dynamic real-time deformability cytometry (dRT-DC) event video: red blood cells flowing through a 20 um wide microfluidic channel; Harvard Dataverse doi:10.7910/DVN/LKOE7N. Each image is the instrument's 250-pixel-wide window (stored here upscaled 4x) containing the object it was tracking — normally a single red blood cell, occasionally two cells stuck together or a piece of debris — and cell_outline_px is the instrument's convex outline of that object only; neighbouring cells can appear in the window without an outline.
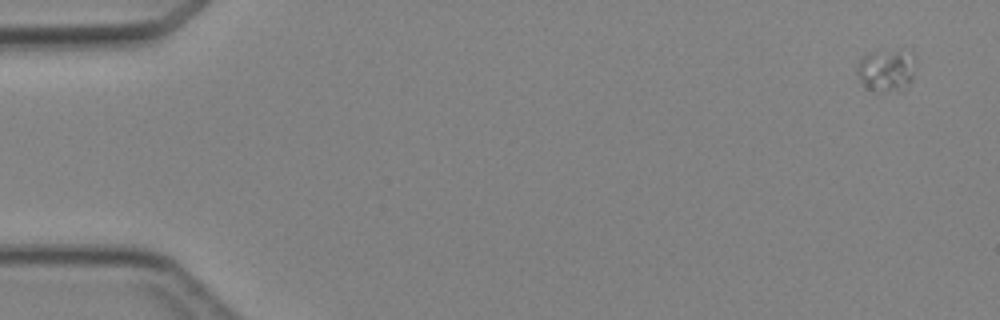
{"species": "Egyptian fruit bat (a non-hibernating species)", "species_latin": "Rousettus aegyptiacus", "temperature_condition": "cold", "stored_images_in_passage": 4, "camera_frame_rate_fps": 3000, "um_per_image_px": 0.085, "animal": {"sex": "female"}, "frame": {"image": 1, "passage_image": 1, "time_ms": 0.0, "image_size_px": [1000, 320], "cell_outline_px": [[916, 60], [912, 80], [908, 88], [904, 92], [884, 92], [868, 88], [860, 80], [856, 72], [856, 68], [860, 56], [872, 52], [912, 52], [916, 56]], "centroid_in_image_um": [75.38, 6.01], "position_along_channel_um": 9.6, "area_um2": 14.74}}